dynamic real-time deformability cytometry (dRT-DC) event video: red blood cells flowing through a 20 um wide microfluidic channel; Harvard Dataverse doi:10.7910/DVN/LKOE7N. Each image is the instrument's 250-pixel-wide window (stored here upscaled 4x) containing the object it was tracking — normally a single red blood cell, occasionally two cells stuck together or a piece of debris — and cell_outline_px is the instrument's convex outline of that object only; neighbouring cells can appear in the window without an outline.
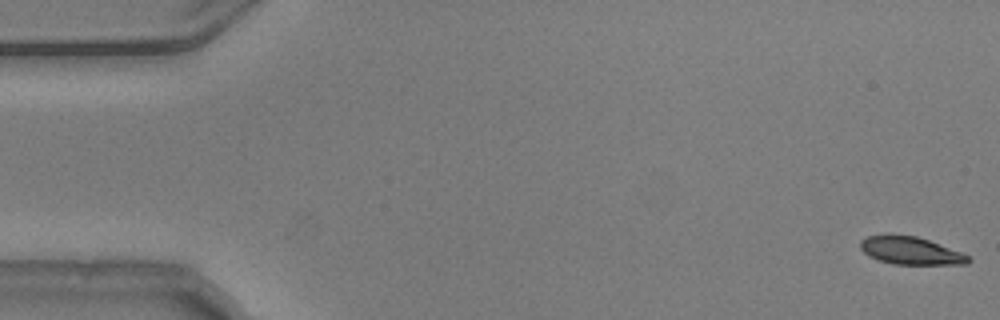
{"species": "common noctule bat (a hibernating species)", "species_latin": "Nyctalus noctula", "temperature_condition": "warm", "stored_images_in_passage": 54, "camera_frame_rate_fps": 3000, "um_per_image_px": 0.085, "animal": {"sex": "male", "body_mass_g": 20.5, "forearm_length_mm": 52.5}, "frame": {"image": 1, "passage_image": 1, "time_ms": 0.0, "image_size_px": [1000, 320], "cell_outline_px": [[972, 260], [968, 264], [892, 264], [868, 256], [860, 248], [860, 240], [868, 236], [916, 236], [928, 240], [960, 252], [968, 256]], "centroid_in_image_um": [77.4, 21.33], "position_along_channel_um": 7.6, "area_um2": 16.94}}
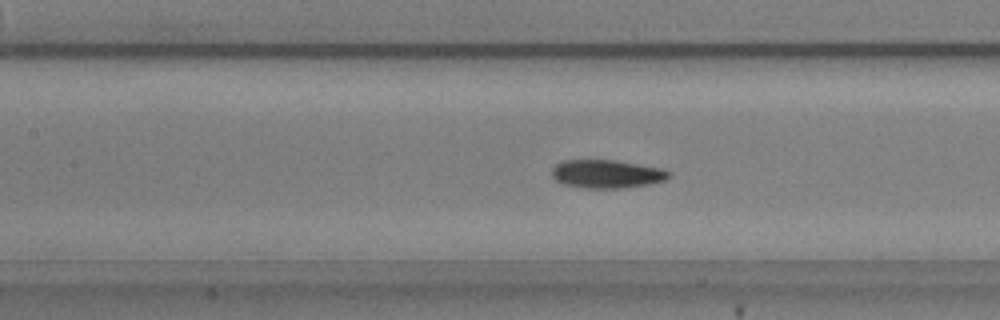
{"frame": {"image": 2, "passage_image": 24, "time_ms": 7.667, "image_size_px": [1000, 320], "cell_outline_px": [[672, 176], [664, 180], [648, 184], [620, 188], [584, 188], [564, 184], [556, 180], [552, 176], [552, 168], [556, 164], [564, 160], [616, 160], [660, 168], [672, 172]], "centroid_in_image_um": [51.57, 14.78], "position_along_channel_um": 155.8, "area_um2": 19.25}}
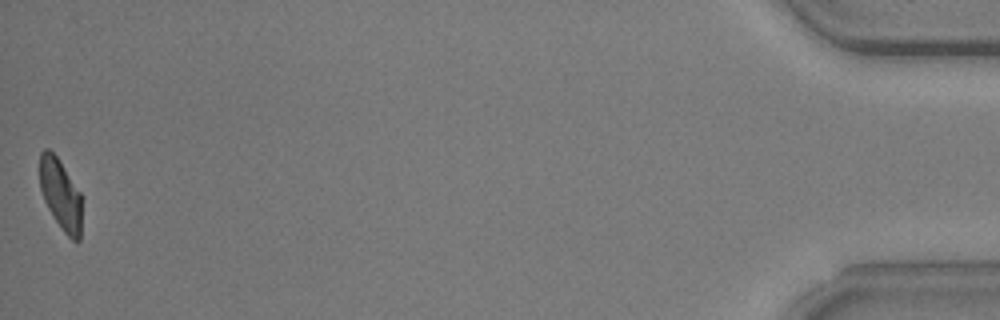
{"frame": {"image": 3, "passage_image": 54, "time_ms": 17.667, "image_size_px": [1000, 320], "cell_outline_px": [[80, 240], [72, 240], [64, 232], [52, 216], [44, 200], [40, 188], [40, 152], [44, 148], [48, 148], [56, 156], [80, 192]], "centroid_in_image_um": [5.12, 16.51], "position_along_channel_um": 430.1, "area_um2": 16.99}, "authors_computed_cell_mechanics": {"area_um2": 18.6405, "velocity_mm_per_s": 3.7463, "shape_relaxation_time_tau1_ms": 2.9097, "shape_relaxation_time_tau2_ms": 1.8339, "deformation_change_tau1": 0.1188, "deformation_change_tau2": 0.0616}}